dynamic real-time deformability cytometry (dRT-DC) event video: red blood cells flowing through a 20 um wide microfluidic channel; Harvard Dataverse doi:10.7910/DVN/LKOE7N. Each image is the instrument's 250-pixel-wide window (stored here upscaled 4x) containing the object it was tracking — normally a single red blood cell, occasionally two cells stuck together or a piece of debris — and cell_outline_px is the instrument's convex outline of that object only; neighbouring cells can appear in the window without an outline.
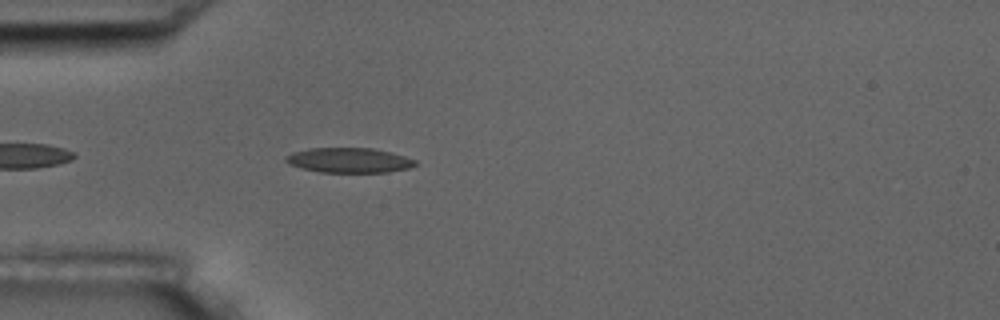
{"species": "common noctule bat (a hibernating species)", "species_latin": "Nyctalus noctula", "temperature_condition": "room temperature", "stored_images_in_passage": 5, "camera_frame_rate_fps": 3000, "um_per_image_px": 0.085, "animal": {"sex": "male", "body_mass_g": 17.5, "forearm_length_mm": 52.3}, "frame": {"image": 1, "passage_image": 5, "time_ms": 4.667, "image_size_px": [1000, 320], "cell_outline_px": [[416, 164], [408, 168], [388, 172], [320, 172], [300, 168], [288, 164], [284, 160], [284, 156], [292, 152], [308, 148], [372, 148], [404, 156], [416, 160]], "centroid_in_image_um": [29.59, 13.62], "position_along_channel_um": 55.4, "area_um2": 18.79}}